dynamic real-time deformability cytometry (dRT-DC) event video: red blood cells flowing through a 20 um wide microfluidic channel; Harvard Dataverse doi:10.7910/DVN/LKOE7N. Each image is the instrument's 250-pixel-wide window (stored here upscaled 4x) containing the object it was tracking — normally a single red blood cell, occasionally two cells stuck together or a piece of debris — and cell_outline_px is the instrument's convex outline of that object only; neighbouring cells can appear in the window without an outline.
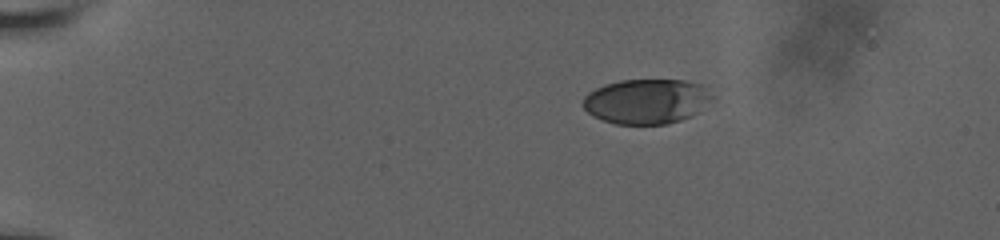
{"species": "human", "species_latin": "Homo sapiens", "temperature_condition": "room temperature", "stored_images_in_passage": 47, "camera_frame_rate_fps": 3000, "um_per_image_px": 0.085, "donor": {"sex": "male"}, "frame": {"image": 1, "passage_image": 1, "time_ms": 0.0, "image_size_px": [1000, 240], "cell_outline_px": [[716, 96], [712, 100], [692, 116], [668, 124], [616, 124], [592, 116], [580, 104], [584, 96], [588, 92], [604, 84], [620, 80], [684, 80], [704, 84]], "centroid_in_image_um": [54.98, 8.6], "position_along_channel_um": 30.0, "area_um2": 34.28}}
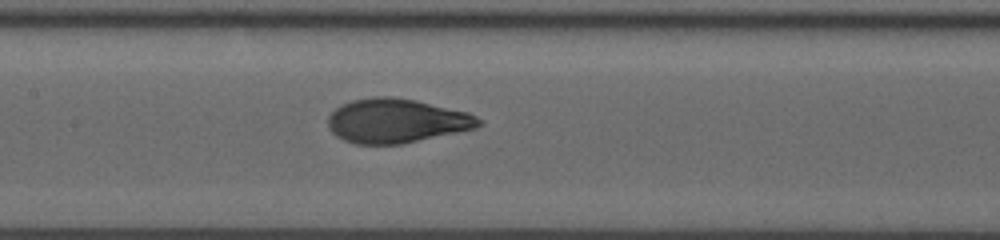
{"frame": {"image": 2, "passage_image": 20, "time_ms": 6.333, "image_size_px": [1000, 240], "cell_outline_px": [[484, 124], [476, 128], [400, 144], [356, 144], [344, 140], [336, 136], [328, 128], [328, 116], [336, 108], [352, 100], [372, 96], [392, 96], [416, 100], [468, 112], [484, 120]], "centroid_in_image_um": [33.71, 10.26], "position_along_channel_um": 173.7, "area_um2": 38.9}}
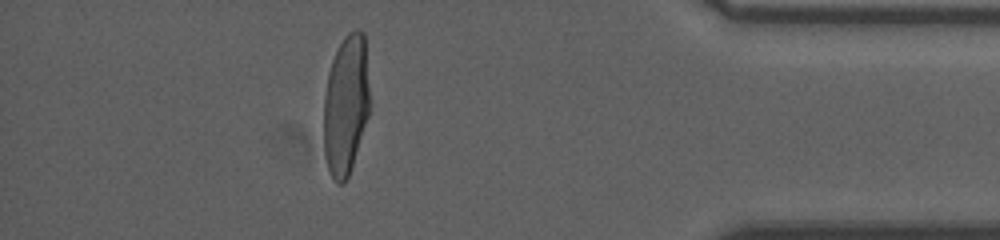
{"frame": {"image": 3, "passage_image": 41, "time_ms": 13.333, "image_size_px": [1000, 240], "cell_outline_px": [[368, 116], [348, 176], [344, 184], [340, 184], [332, 176], [328, 168], [324, 156], [324, 96], [328, 72], [336, 48], [344, 36], [348, 32], [356, 28], [364, 32], [368, 88]], "centroid_in_image_um": [29.37, 8.87], "position_along_channel_um": 405.8, "area_um2": 37.17}, "authors_computed_cell_mechanics": {"area_um2": 38.4948, "velocity_mm_per_s": 3.8024, "shape_relaxation_time_tau1_ms": 4.2995, "shape_relaxation_time_tau2_ms": null, "deformation_change_tau1": 0.2169, "deformation_change_tau2": null}}